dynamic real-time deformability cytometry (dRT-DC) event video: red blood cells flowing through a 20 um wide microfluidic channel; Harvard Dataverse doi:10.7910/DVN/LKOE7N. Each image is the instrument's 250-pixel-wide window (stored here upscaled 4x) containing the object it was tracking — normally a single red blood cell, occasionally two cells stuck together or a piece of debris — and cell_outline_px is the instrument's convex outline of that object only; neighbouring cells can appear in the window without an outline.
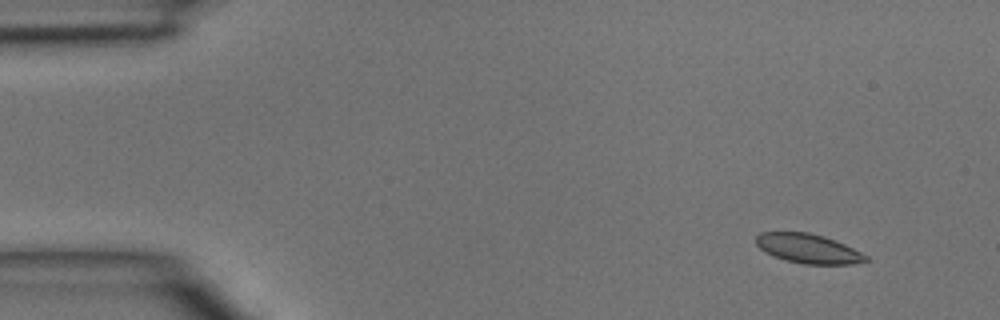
{"species": "common noctule bat (a hibernating species)", "species_latin": "Nyctalus noctula", "temperature_condition": "room temperature", "stored_images_in_passage": 4, "camera_frame_rate_fps": 3000, "um_per_image_px": 0.085, "animal": {"sex": "male", "body_mass_g": 15.6}, "frame": {"image": 1, "passage_image": 1, "time_ms": 0.0, "image_size_px": [1000, 320], "cell_outline_px": [[872, 260], [852, 264], [804, 264], [788, 260], [776, 256], [760, 248], [756, 244], [756, 236], [760, 232], [808, 232], [824, 236], [844, 244], [868, 256]], "centroid_in_image_um": [68.74, 21.12], "position_along_channel_um": 16.3, "area_um2": 18.55}}
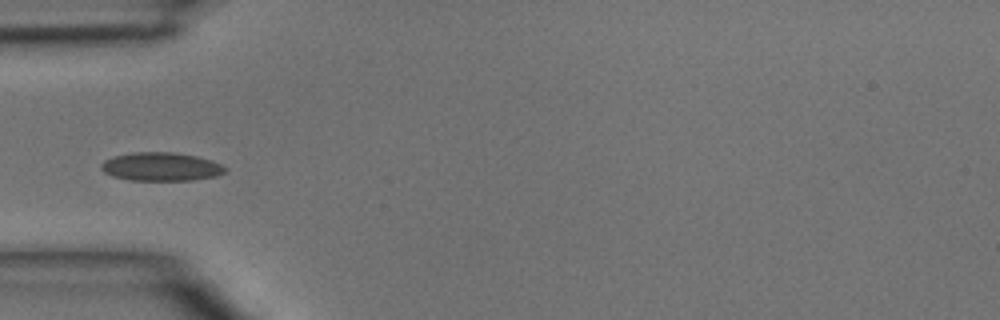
{"frame": {"image": 2, "passage_image": 3, "time_ms": 0.667, "image_size_px": [1000, 320], "cell_outline_px": [[228, 168], [224, 172], [216, 176], [192, 180], [128, 180], [112, 176], [104, 172], [100, 168], [100, 164], [104, 160], [112, 156], [132, 152], [176, 152], [196, 156], [212, 160]], "centroid_in_image_um": [13.66, 14.16], "position_along_channel_um": 71.3, "area_um2": 20.75}}